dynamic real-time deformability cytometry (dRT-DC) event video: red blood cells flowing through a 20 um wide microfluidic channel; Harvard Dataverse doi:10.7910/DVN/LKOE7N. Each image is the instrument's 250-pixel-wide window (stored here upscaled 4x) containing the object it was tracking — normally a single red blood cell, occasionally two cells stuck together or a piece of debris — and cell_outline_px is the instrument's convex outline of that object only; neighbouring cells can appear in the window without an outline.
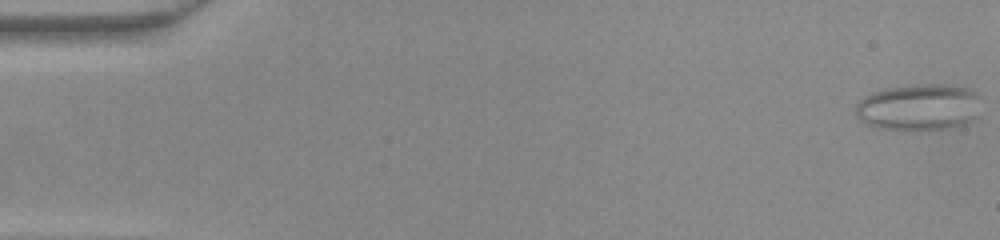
{"species": "common noctule bat (a hibernating species)", "species_latin": "Nyctalus noctula", "temperature_condition": "warm", "stored_images_in_passage": 48, "camera_frame_rate_fps": 3000, "um_per_image_px": 0.085, "animal": {"sex": "female", "body_mass_g": 22.0, "forearm_length_mm": 56.7}, "frame": {"image": 1, "passage_image": 1, "time_ms": 0.0, "image_size_px": [1000, 240], "cell_outline_px": [[976, 96], [972, 120], [964, 124], [944, 128], [876, 128], [860, 120], [856, 116], [856, 104], [864, 96], [888, 88], [904, 84], [932, 84], [968, 88], [976, 92]], "centroid_in_image_um": [77.99, 9.08], "position_along_channel_um": 7.0, "area_um2": 32.77}}
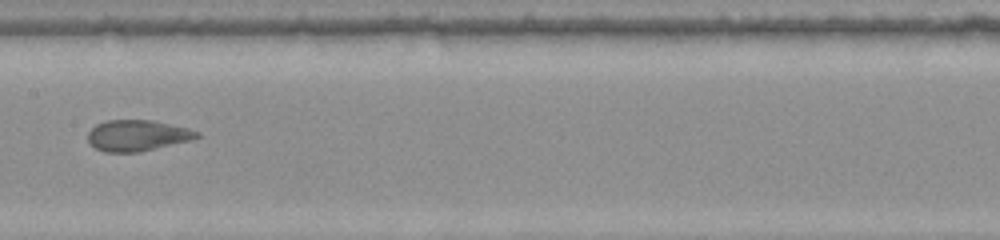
{"frame": {"image": 2, "passage_image": 25, "time_ms": 8.0, "image_size_px": [1000, 240], "cell_outline_px": [[200, 136], [192, 140], [140, 152], [104, 152], [96, 148], [88, 140], [88, 132], [96, 124], [104, 120], [152, 120], [188, 128], [200, 132]], "centroid_in_image_um": [11.68, 11.51], "position_along_channel_um": 195.7, "area_um2": 19.77}}
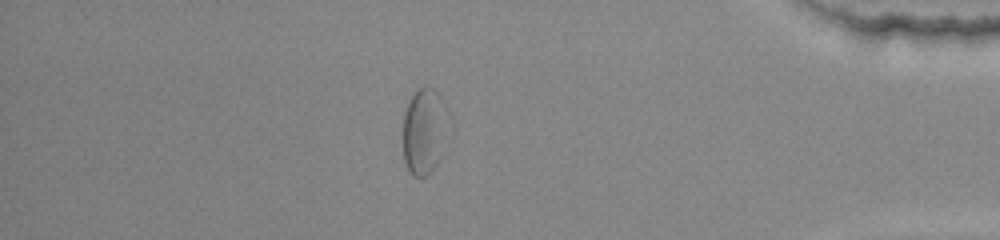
{"frame": {"image": 3, "passage_image": 42, "time_ms": 13.667, "image_size_px": [1000, 240], "cell_outline_px": [[440, 156], [436, 164], [424, 176], [412, 176], [408, 172], [404, 160], [404, 112], [416, 88], [424, 84], [428, 84], [440, 96]], "centroid_in_image_um": [35.89, 11.15], "position_along_channel_um": 399.3, "area_um2": 20.58}}